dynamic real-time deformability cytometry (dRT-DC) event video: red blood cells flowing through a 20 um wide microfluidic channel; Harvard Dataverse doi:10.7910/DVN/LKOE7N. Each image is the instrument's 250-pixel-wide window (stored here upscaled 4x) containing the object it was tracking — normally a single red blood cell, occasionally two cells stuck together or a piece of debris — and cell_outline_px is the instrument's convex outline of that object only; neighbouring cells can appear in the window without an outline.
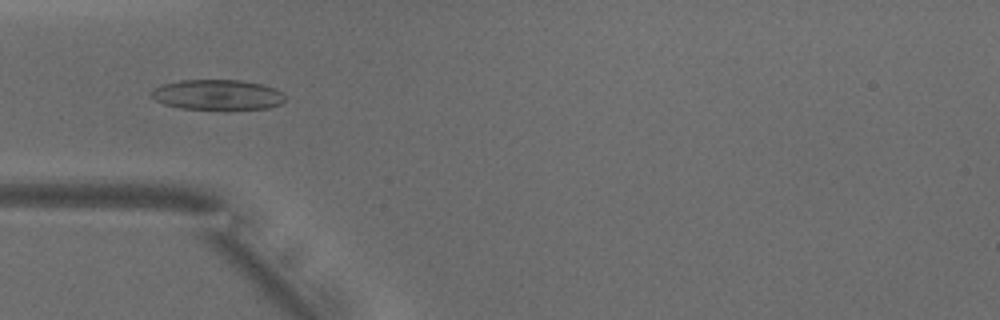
{"species": "common noctule bat (a hibernating species)", "species_latin": "Nyctalus noctula", "temperature_condition": "warm", "stored_images_in_passage": 41, "camera_frame_rate_fps": 3000, "um_per_image_px": 0.085, "animal": {"sex": "male", "body_mass_g": 18.8}, "frame": {"image": 1, "passage_image": 6, "time_ms": 1.667, "image_size_px": [1000, 320], "cell_outline_px": [[284, 100], [280, 104], [268, 108], [224, 112], [180, 108], [164, 104], [156, 100], [152, 96], [152, 92], [156, 88], [164, 84], [180, 80], [240, 80], [264, 84], [276, 88], [284, 96]], "centroid_in_image_um": [18.54, 8.1], "position_along_channel_um": 66.5, "area_um2": 24.33}}
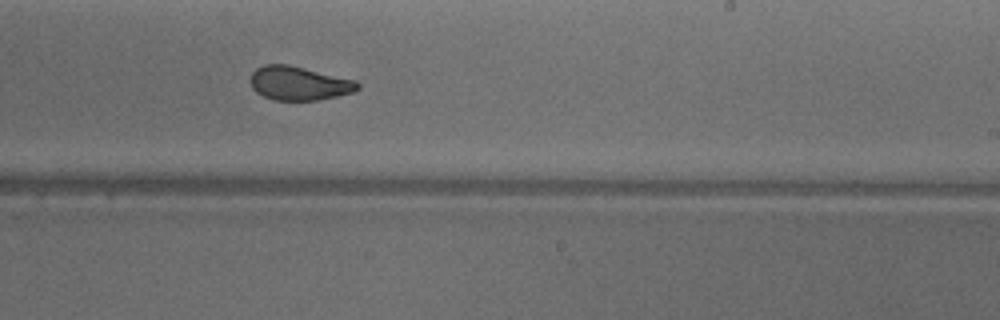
{"frame": {"image": 2, "passage_image": 21, "time_ms": 6.667, "image_size_px": [1000, 320], "cell_outline_px": [[360, 88], [356, 92], [316, 100], [272, 100], [256, 92], [252, 88], [252, 72], [256, 68], [264, 64], [288, 64], [356, 80], [360, 84]], "centroid_in_image_um": [25.44, 7.08], "position_along_channel_um": 263.6, "area_um2": 21.15}}
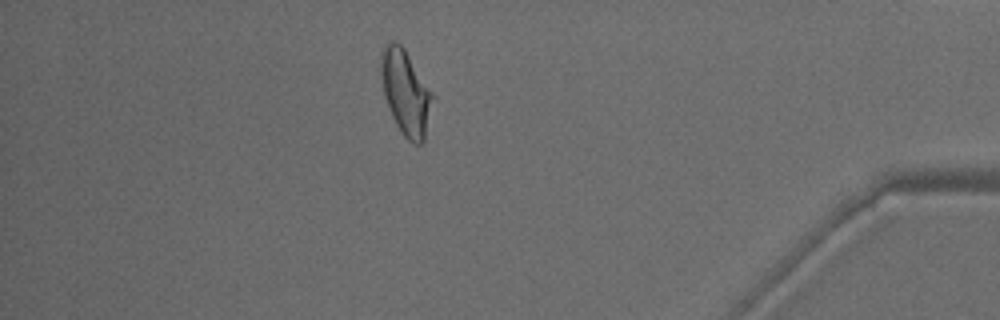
{"frame": {"image": 3, "passage_image": 35, "time_ms": 11.333, "image_size_px": [1000, 320], "cell_outline_px": [[436, 96], [424, 140], [420, 144], [416, 144], [408, 140], [400, 132], [388, 108], [384, 96], [380, 80], [380, 52], [384, 44], [392, 40], [400, 44], [404, 48]], "centroid_in_image_um": [34.49, 7.84], "position_along_channel_um": 400.7, "area_um2": 26.24}, "authors_computed_cell_mechanics": {"area_um2": 22.5998, "velocity_mm_per_s": 3.9164, "shape_relaxation_time_tau1_ms": 4.9348, "shape_relaxation_time_tau2_ms": 1.0802, "deformation_change_tau1": 0.1558, "deformation_change_tau2": 0.0629}}